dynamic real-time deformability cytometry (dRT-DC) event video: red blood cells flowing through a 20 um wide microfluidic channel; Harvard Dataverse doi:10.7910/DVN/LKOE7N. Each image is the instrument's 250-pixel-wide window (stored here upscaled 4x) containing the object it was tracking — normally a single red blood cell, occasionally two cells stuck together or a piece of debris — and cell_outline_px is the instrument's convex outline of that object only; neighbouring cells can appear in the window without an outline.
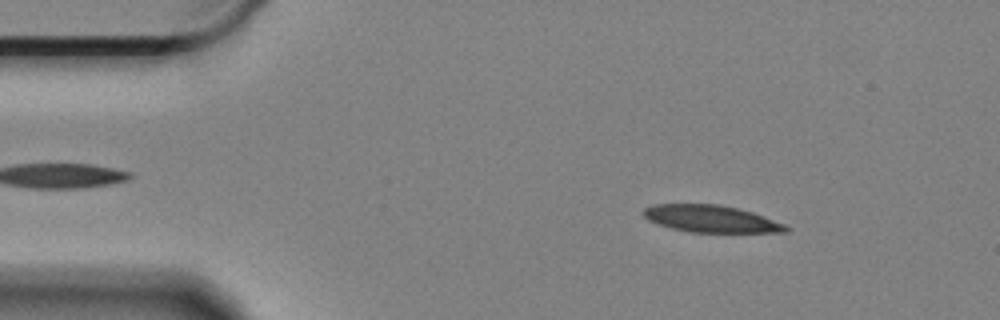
{"species": "Egyptian fruit bat (a non-hibernating species)", "species_latin": "Rousettus aegyptiacus", "temperature_condition": "cold", "stored_images_in_passage": 46, "camera_frame_rate_fps": 3000, "um_per_image_px": 0.085, "animal": {"sex": "female"}, "frame": {"image": 1, "passage_image": 4, "time_ms": 1.0, "image_size_px": [1000, 320], "cell_outline_px": [[792, 228], [788, 232], [688, 232], [672, 228], [648, 220], [640, 212], [644, 208], [656, 204], [716, 204], [736, 208], [752, 212], [784, 224]], "centroid_in_image_um": [60.42, 18.6], "position_along_channel_um": 24.6, "area_um2": 22.31}}
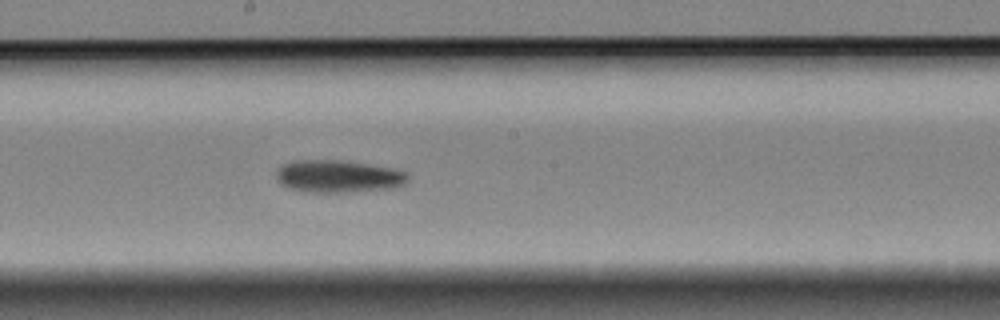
{"frame": {"image": 2, "passage_image": 27, "time_ms": 8.667, "image_size_px": [1000, 320], "cell_outline_px": [[408, 180], [404, 184], [392, 188], [352, 192], [300, 192], [288, 188], [280, 184], [276, 180], [276, 172], [284, 164], [292, 160], [340, 160], [396, 168], [404, 172], [408, 176]], "centroid_in_image_um": [28.72, 14.99], "position_along_channel_um": 219.5, "area_um2": 25.14}}
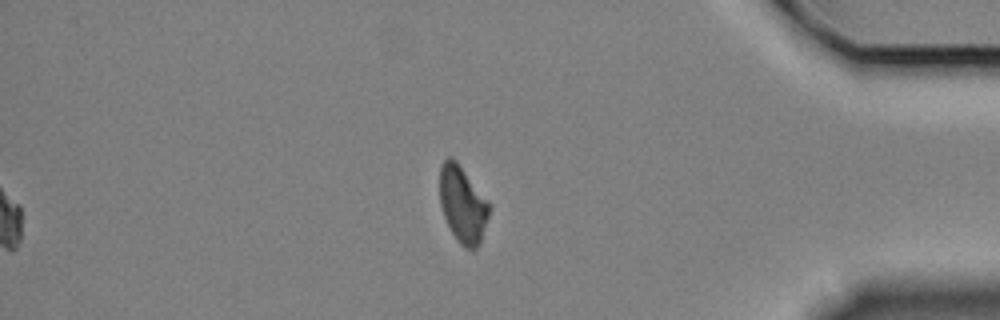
{"frame": {"image": 3, "passage_image": 46, "time_ms": 15.0, "image_size_px": [1000, 320], "cell_outline_px": [[492, 204], [480, 240], [476, 248], [464, 248], [456, 240], [444, 216], [440, 204], [440, 168], [444, 160], [448, 156], [452, 156], [456, 160]], "centroid_in_image_um": [39.33, 17.33], "position_along_channel_um": 395.9, "area_um2": 22.02}, "authors_computed_cell_mechanics": {"area_um2": 23.8136, "velocity_mm_per_s": 3.3022, "shape_relaxation_time_tau1_ms": 9.9928, "shape_relaxation_time_tau2_ms": null, "deformation_change_tau1": 0.1781, "deformation_change_tau2": null}}